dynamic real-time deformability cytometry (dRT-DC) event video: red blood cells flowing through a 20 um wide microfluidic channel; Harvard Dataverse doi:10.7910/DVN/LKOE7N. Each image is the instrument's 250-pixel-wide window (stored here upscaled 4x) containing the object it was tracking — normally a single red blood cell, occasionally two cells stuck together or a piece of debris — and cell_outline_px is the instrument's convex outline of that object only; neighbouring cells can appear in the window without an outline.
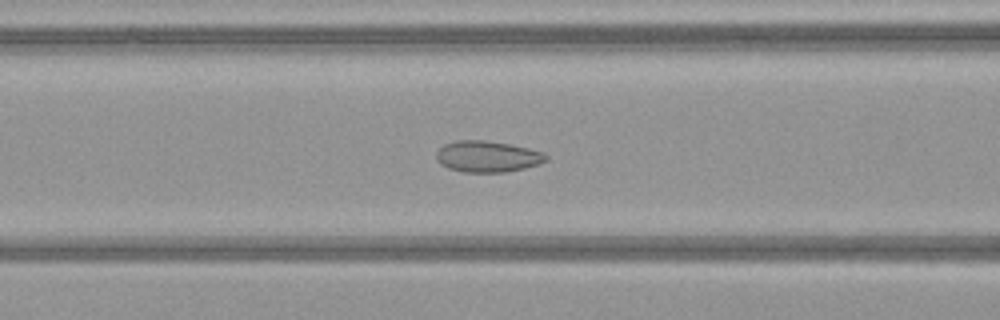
{"species": "common noctule bat (a hibernating species)", "species_latin": "Nyctalus noctula", "temperature_condition": "warm", "stored_images_in_passage": 46, "camera_frame_rate_fps": 3000, "um_per_image_px": 0.085, "animal": {"sex": "female", "body_mass_g": 21.9}, "frame": {"image": 1, "passage_image": 15, "time_ms": 4.667, "image_size_px": [1000, 320], "cell_outline_px": [[548, 160], [540, 164], [524, 168], [504, 172], [464, 172], [448, 168], [440, 164], [436, 160], [436, 152], [444, 144], [456, 140], [484, 140], [508, 144], [528, 148], [544, 152], [548, 156]], "centroid_in_image_um": [41.43, 13.3], "position_along_channel_um": 125.2, "area_um2": 20.06}}
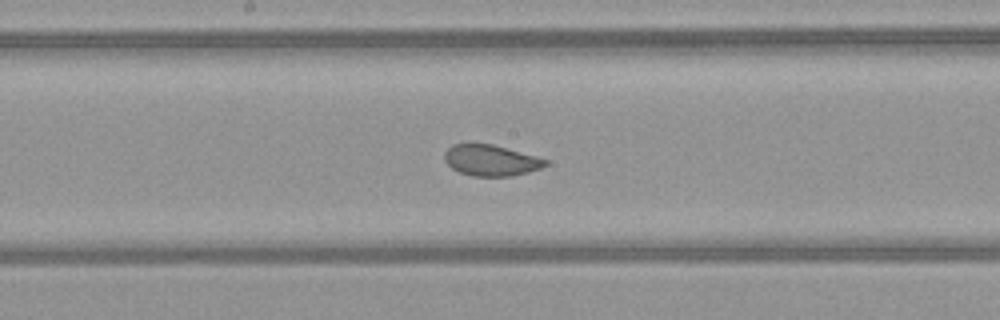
{"frame": {"image": 2, "passage_image": 21, "time_ms": 6.667, "image_size_px": [1000, 320], "cell_outline_px": [[548, 164], [540, 168], [528, 172], [512, 176], [472, 176], [460, 172], [452, 168], [444, 160], [444, 152], [452, 144], [492, 144], [536, 156], [548, 160]], "centroid_in_image_um": [41.72, 13.63], "position_along_channel_um": 206.5, "area_um2": 18.15}}
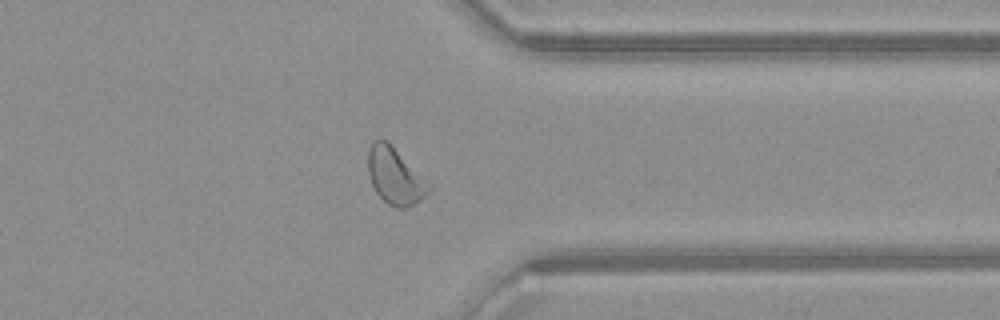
{"frame": {"image": 3, "passage_image": 34, "time_ms": 11.0, "image_size_px": [1000, 320], "cell_outline_px": [[432, 192], [420, 200], [404, 208], [396, 208], [388, 204], [376, 192], [372, 184], [368, 172], [368, 148], [380, 136], [388, 140], [432, 184]], "centroid_in_image_um": [33.61, 14.93], "position_along_channel_um": 377.8, "area_um2": 20.46}, "authors_computed_cell_mechanics": {"area_um2": 20.5768, "velocity_mm_per_s": 4.0506, "shape_relaxation_time_tau1_ms": 6.8877, "shape_relaxation_time_tau2_ms": 0.8499, "deformation_change_tau1": 0.1103, "deformation_change_tau2": 0.0518}}